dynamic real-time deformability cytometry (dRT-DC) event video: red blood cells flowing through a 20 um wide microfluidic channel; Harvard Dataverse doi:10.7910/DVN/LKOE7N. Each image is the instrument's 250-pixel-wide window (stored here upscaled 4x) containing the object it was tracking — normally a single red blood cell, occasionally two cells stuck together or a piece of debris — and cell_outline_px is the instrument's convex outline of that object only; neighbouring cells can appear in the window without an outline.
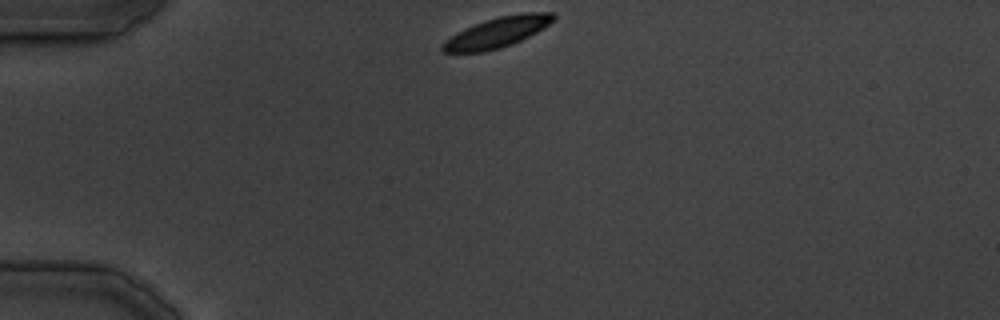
{"species": "common noctule bat (a hibernating species)", "species_latin": "Nyctalus noctula", "temperature_condition": "cold", "stored_images_in_passage": 14, "camera_frame_rate_fps": 3000, "um_per_image_px": 0.085, "animal": {"sex": "male", "body_mass_g": 19.5, "forearm_length_mm": 54.6}, "frame": {"image": 1, "passage_image": 1, "time_ms": 0.0, "image_size_px": [1000, 320], "cell_outline_px": [[556, 16], [548, 24], [536, 32], [512, 44], [500, 48], [484, 52], [444, 52], [440, 48], [440, 44], [444, 40], [456, 32], [464, 28], [500, 16], [524, 12], [556, 12]], "centroid_in_image_um": [42.23, 2.75], "position_along_channel_um": 42.8, "area_um2": 19.42}}